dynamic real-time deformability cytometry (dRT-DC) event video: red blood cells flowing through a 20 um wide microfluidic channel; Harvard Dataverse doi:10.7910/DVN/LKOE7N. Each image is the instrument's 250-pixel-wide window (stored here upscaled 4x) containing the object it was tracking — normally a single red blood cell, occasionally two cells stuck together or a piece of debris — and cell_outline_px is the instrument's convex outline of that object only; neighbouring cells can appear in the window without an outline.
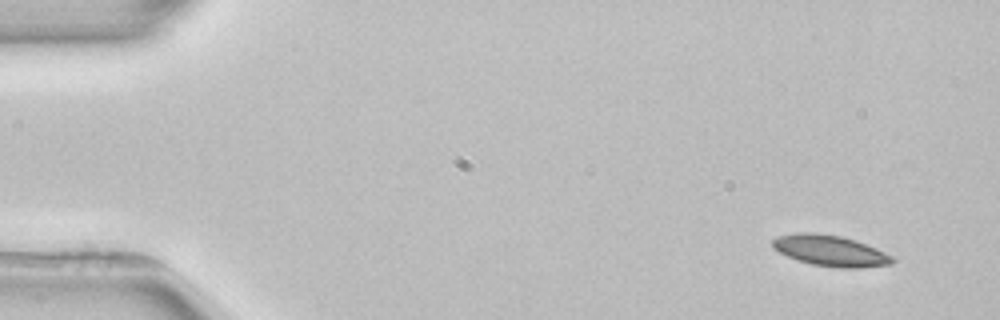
{"species": "common noctule bat (a hibernating species)", "species_latin": "Nyctalus noctula", "temperature_condition": "room temperature", "stored_images_in_passage": 4, "camera_frame_rate_fps": 3000, "um_per_image_px": 0.085, "animal": {"sex": "female", "body_mass_g": 22.7, "forearm_length_mm": 54.2}, "frame": {"image": 1, "passage_image": 1, "time_ms": 0.0, "image_size_px": [1000, 320], "cell_outline_px": [[896, 260], [892, 264], [860, 268], [836, 268], [812, 264], [788, 256], [772, 248], [772, 240], [780, 236], [796, 232], [812, 232], [840, 236], [856, 240], [876, 248], [892, 256]], "centroid_in_image_um": [70.6, 21.31], "position_along_channel_um": 14.4, "area_um2": 21.56}}